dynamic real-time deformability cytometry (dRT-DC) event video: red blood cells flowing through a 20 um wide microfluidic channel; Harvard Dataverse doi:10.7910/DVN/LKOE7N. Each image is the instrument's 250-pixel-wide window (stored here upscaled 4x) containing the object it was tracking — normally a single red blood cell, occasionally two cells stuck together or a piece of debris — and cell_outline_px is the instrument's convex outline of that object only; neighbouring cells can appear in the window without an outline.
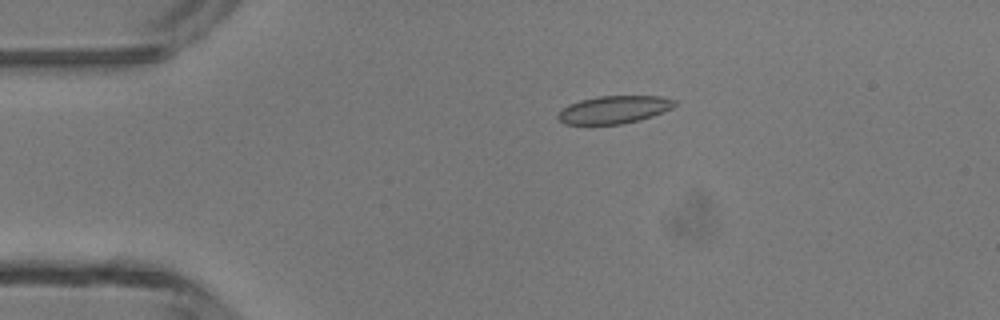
{"species": "common noctule bat (a hibernating species)", "species_latin": "Nyctalus noctula", "temperature_condition": "room temperature", "stored_images_in_passage": 4, "camera_frame_rate_fps": 3000, "um_per_image_px": 0.085, "animal": {"sex": "male", "body_mass_g": 13.3}, "frame": {"image": 1, "passage_image": 2, "time_ms": 1.333, "image_size_px": [1000, 320], "cell_outline_px": [[676, 104], [672, 108], [652, 116], [640, 120], [620, 124], [564, 124], [556, 116], [568, 104], [580, 100], [596, 96], [660, 96], [676, 100]], "centroid_in_image_um": [52.2, 9.31], "position_along_channel_um": 32.8, "area_um2": 18.79}}
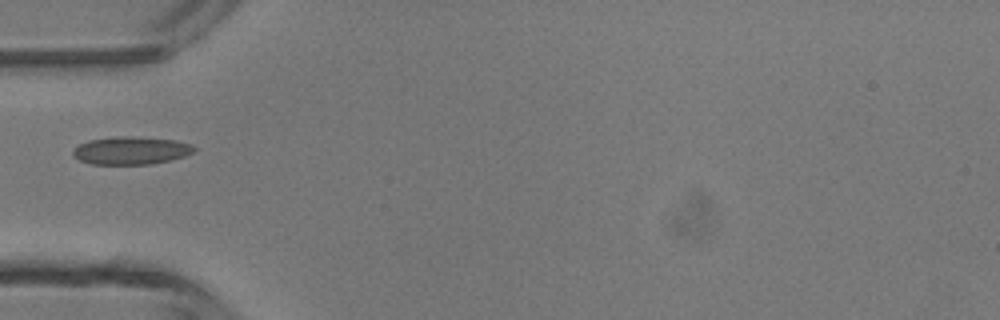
{"frame": {"image": 2, "passage_image": 4, "time_ms": 3.333, "image_size_px": [1000, 320], "cell_outline_px": [[196, 148], [192, 152], [184, 156], [152, 164], [92, 164], [80, 160], [72, 156], [72, 148], [88, 140], [120, 136], [132, 136], [176, 140], [192, 144]], "centroid_in_image_um": [11.11, 12.79], "position_along_channel_um": 73.9, "area_um2": 19.65}}